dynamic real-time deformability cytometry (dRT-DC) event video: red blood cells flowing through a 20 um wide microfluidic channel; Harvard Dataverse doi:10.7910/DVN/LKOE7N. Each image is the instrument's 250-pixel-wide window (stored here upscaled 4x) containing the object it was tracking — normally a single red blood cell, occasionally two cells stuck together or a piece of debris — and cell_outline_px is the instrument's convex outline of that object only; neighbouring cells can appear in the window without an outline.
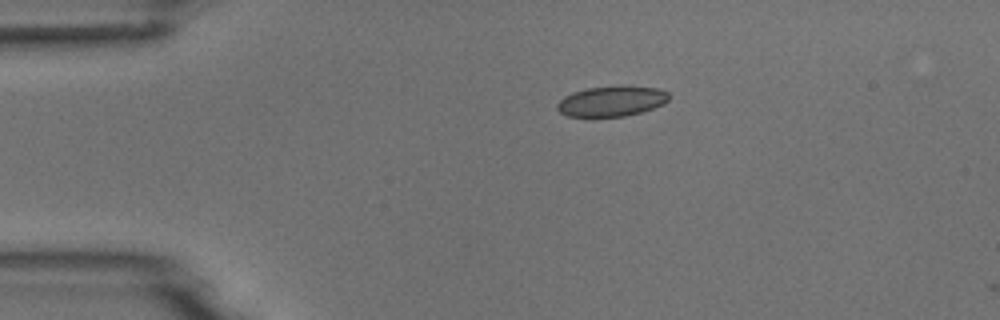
{"species": "common noctule bat (a hibernating species)", "species_latin": "Nyctalus noctula", "temperature_condition": "room temperature", "stored_images_in_passage": 3, "camera_frame_rate_fps": 3000, "um_per_image_px": 0.085, "animal": {"sex": "male", "body_mass_g": 18.8}, "frame": {"image": 1, "passage_image": 1, "time_ms": 0.0, "image_size_px": [1000, 320], "cell_outline_px": [[668, 100], [664, 104], [640, 112], [624, 116], [568, 116], [560, 112], [556, 108], [556, 104], [564, 96], [572, 92], [588, 88], [624, 84], [660, 88], [668, 92]], "centroid_in_image_um": [52.0, 8.56], "position_along_channel_um": 33.0, "area_um2": 20.0}}